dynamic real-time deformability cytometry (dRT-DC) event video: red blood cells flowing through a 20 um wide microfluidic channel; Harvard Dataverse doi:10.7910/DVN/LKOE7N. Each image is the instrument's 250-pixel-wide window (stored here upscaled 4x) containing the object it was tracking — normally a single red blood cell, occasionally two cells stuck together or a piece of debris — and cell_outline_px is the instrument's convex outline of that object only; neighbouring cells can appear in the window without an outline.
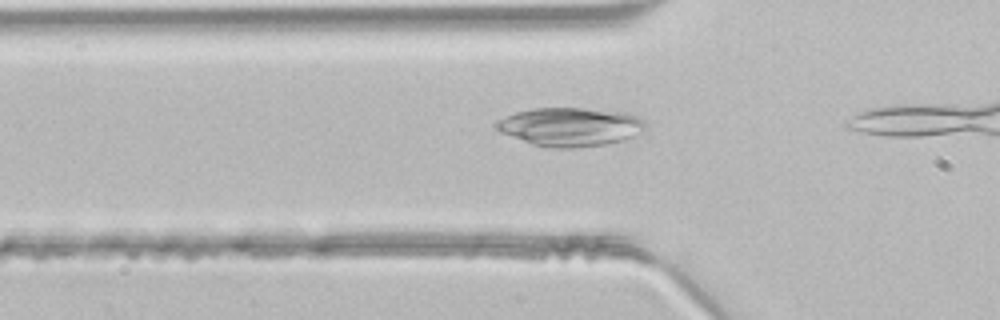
{"species": "common noctule bat (a hibernating species)", "species_latin": "Nyctalus noctula", "temperature_condition": "room temperature", "stored_images_in_passage": 7, "camera_frame_rate_fps": 3000, "um_per_image_px": 0.085, "animal": {"sex": "male", "body_mass_g": 21.5, "forearm_length_mm": 52.0}, "frame": {"image": 1, "passage_image": 3, "time_ms": 0.667, "image_size_px": [1000, 320], "cell_outline_px": [[648, 124], [640, 132], [624, 140], [604, 144], [572, 148], [548, 148], [532, 144], [500, 132], [496, 128], [496, 124], [500, 120], [516, 112], [532, 108], [580, 108], [628, 112], [640, 116]], "centroid_in_image_um": [48.52, 10.77], "position_along_channel_um": 77.3, "area_um2": 33.52}}
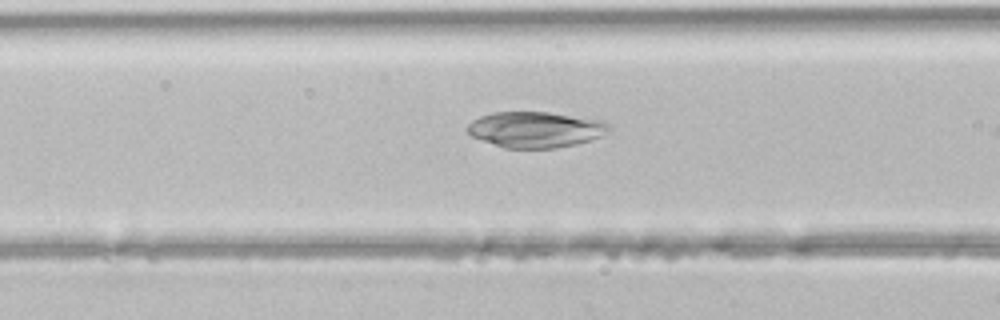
{"frame": {"image": 2, "passage_image": 6, "time_ms": 1.667, "image_size_px": [1000, 320], "cell_outline_px": [[612, 128], [608, 132], [600, 136], [576, 144], [556, 148], [504, 148], [472, 136], [468, 132], [468, 124], [472, 120], [480, 116], [492, 112], [548, 112], [604, 120], [612, 124]], "centroid_in_image_um": [45.56, 11.0], "position_along_channel_um": 121.0, "area_um2": 29.65}}